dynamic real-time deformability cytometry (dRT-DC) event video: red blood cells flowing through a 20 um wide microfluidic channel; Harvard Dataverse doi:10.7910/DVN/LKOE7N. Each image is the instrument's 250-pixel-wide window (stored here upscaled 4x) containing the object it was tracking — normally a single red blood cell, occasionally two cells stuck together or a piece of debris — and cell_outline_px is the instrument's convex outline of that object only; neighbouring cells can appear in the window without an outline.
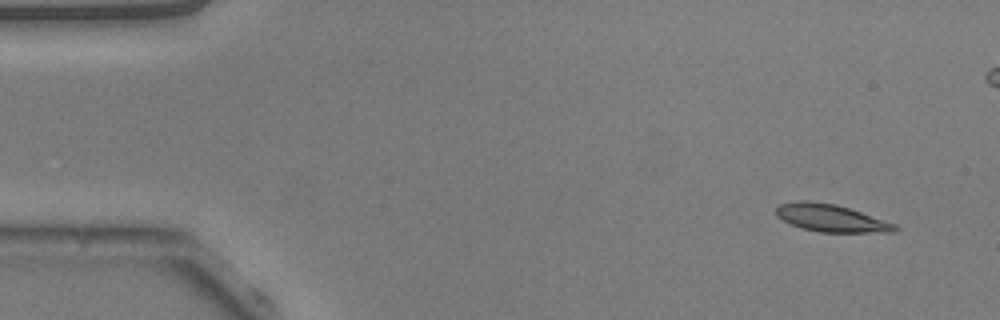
{"species": "common noctule bat (a hibernating species)", "species_latin": "Nyctalus noctula", "temperature_condition": "warm", "stored_images_in_passage": 12, "camera_frame_rate_fps": 3000, "um_per_image_px": 0.085, "animal": {"sex": "male", "body_mass_g": 20.5, "forearm_length_mm": 52.5}, "frame": {"image": 1, "passage_image": 3, "time_ms": 0.667, "image_size_px": [1000, 320], "cell_outline_px": [[900, 228], [896, 232], [820, 232], [800, 228], [776, 216], [776, 208], [780, 204], [800, 200], [808, 200], [836, 204], [896, 224]], "centroid_in_image_um": [70.64, 18.54], "position_along_channel_um": 14.4, "area_um2": 18.9}}